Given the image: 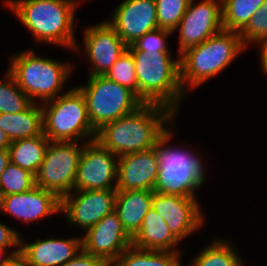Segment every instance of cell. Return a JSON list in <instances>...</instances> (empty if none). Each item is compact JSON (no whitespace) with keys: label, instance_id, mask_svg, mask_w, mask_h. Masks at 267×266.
I'll return each instance as SVG.
<instances>
[{"label":"cell","instance_id":"obj_38","mask_svg":"<svg viewBox=\"0 0 267 266\" xmlns=\"http://www.w3.org/2000/svg\"><path fill=\"white\" fill-rule=\"evenodd\" d=\"M20 249H15L9 255H7L8 250L4 248H0V266H5L8 260L12 257L13 254L18 253ZM6 253V256H5Z\"/></svg>","mask_w":267,"mask_h":266},{"label":"cell","instance_id":"obj_8","mask_svg":"<svg viewBox=\"0 0 267 266\" xmlns=\"http://www.w3.org/2000/svg\"><path fill=\"white\" fill-rule=\"evenodd\" d=\"M87 82L77 88L85 97L88 117L96 131L144 104L133 91L104 75L89 76Z\"/></svg>","mask_w":267,"mask_h":266},{"label":"cell","instance_id":"obj_6","mask_svg":"<svg viewBox=\"0 0 267 266\" xmlns=\"http://www.w3.org/2000/svg\"><path fill=\"white\" fill-rule=\"evenodd\" d=\"M8 70L32 102L39 98L45 103L59 96L72 68L70 63L42 58L28 50L12 56Z\"/></svg>","mask_w":267,"mask_h":266},{"label":"cell","instance_id":"obj_36","mask_svg":"<svg viewBox=\"0 0 267 266\" xmlns=\"http://www.w3.org/2000/svg\"><path fill=\"white\" fill-rule=\"evenodd\" d=\"M260 47V59H261V67L264 71V74L267 75V39L259 42Z\"/></svg>","mask_w":267,"mask_h":266},{"label":"cell","instance_id":"obj_2","mask_svg":"<svg viewBox=\"0 0 267 266\" xmlns=\"http://www.w3.org/2000/svg\"><path fill=\"white\" fill-rule=\"evenodd\" d=\"M77 0H6V7L18 16L36 42L77 49L74 10Z\"/></svg>","mask_w":267,"mask_h":266},{"label":"cell","instance_id":"obj_33","mask_svg":"<svg viewBox=\"0 0 267 266\" xmlns=\"http://www.w3.org/2000/svg\"><path fill=\"white\" fill-rule=\"evenodd\" d=\"M20 238L18 231L0 222V248L16 247V249H20V247L17 248L20 246Z\"/></svg>","mask_w":267,"mask_h":266},{"label":"cell","instance_id":"obj_13","mask_svg":"<svg viewBox=\"0 0 267 266\" xmlns=\"http://www.w3.org/2000/svg\"><path fill=\"white\" fill-rule=\"evenodd\" d=\"M152 208L166 221L171 233L179 240L198 230L204 221L196 198L153 192Z\"/></svg>","mask_w":267,"mask_h":266},{"label":"cell","instance_id":"obj_32","mask_svg":"<svg viewBox=\"0 0 267 266\" xmlns=\"http://www.w3.org/2000/svg\"><path fill=\"white\" fill-rule=\"evenodd\" d=\"M172 31L157 28L145 33L142 37L127 47L129 51H157L169 52L167 49L166 38L172 34Z\"/></svg>","mask_w":267,"mask_h":266},{"label":"cell","instance_id":"obj_17","mask_svg":"<svg viewBox=\"0 0 267 266\" xmlns=\"http://www.w3.org/2000/svg\"><path fill=\"white\" fill-rule=\"evenodd\" d=\"M0 210L24 223H32L53 213H60L61 199L36 185L26 192L1 196Z\"/></svg>","mask_w":267,"mask_h":266},{"label":"cell","instance_id":"obj_26","mask_svg":"<svg viewBox=\"0 0 267 266\" xmlns=\"http://www.w3.org/2000/svg\"><path fill=\"white\" fill-rule=\"evenodd\" d=\"M235 246L224 240H214L194 257L189 266H243Z\"/></svg>","mask_w":267,"mask_h":266},{"label":"cell","instance_id":"obj_3","mask_svg":"<svg viewBox=\"0 0 267 266\" xmlns=\"http://www.w3.org/2000/svg\"><path fill=\"white\" fill-rule=\"evenodd\" d=\"M135 64L138 97L144 104H159L176 114L185 92L180 82V55L170 52L130 51Z\"/></svg>","mask_w":267,"mask_h":266},{"label":"cell","instance_id":"obj_39","mask_svg":"<svg viewBox=\"0 0 267 266\" xmlns=\"http://www.w3.org/2000/svg\"><path fill=\"white\" fill-rule=\"evenodd\" d=\"M11 141L7 135L0 129V149H8Z\"/></svg>","mask_w":267,"mask_h":266},{"label":"cell","instance_id":"obj_20","mask_svg":"<svg viewBox=\"0 0 267 266\" xmlns=\"http://www.w3.org/2000/svg\"><path fill=\"white\" fill-rule=\"evenodd\" d=\"M152 190H117L115 209L126 232L133 237L152 207Z\"/></svg>","mask_w":267,"mask_h":266},{"label":"cell","instance_id":"obj_24","mask_svg":"<svg viewBox=\"0 0 267 266\" xmlns=\"http://www.w3.org/2000/svg\"><path fill=\"white\" fill-rule=\"evenodd\" d=\"M179 252L145 250L131 245L115 261L118 266H181Z\"/></svg>","mask_w":267,"mask_h":266},{"label":"cell","instance_id":"obj_4","mask_svg":"<svg viewBox=\"0 0 267 266\" xmlns=\"http://www.w3.org/2000/svg\"><path fill=\"white\" fill-rule=\"evenodd\" d=\"M243 50L240 34L224 29L186 49L180 54V82L184 92L222 72Z\"/></svg>","mask_w":267,"mask_h":266},{"label":"cell","instance_id":"obj_29","mask_svg":"<svg viewBox=\"0 0 267 266\" xmlns=\"http://www.w3.org/2000/svg\"><path fill=\"white\" fill-rule=\"evenodd\" d=\"M108 79L130 89L138 96V83L135 64L131 52L127 49L104 74Z\"/></svg>","mask_w":267,"mask_h":266},{"label":"cell","instance_id":"obj_19","mask_svg":"<svg viewBox=\"0 0 267 266\" xmlns=\"http://www.w3.org/2000/svg\"><path fill=\"white\" fill-rule=\"evenodd\" d=\"M19 247L20 252L33 266H62L80 252L82 238H38L27 244L20 238Z\"/></svg>","mask_w":267,"mask_h":266},{"label":"cell","instance_id":"obj_12","mask_svg":"<svg viewBox=\"0 0 267 266\" xmlns=\"http://www.w3.org/2000/svg\"><path fill=\"white\" fill-rule=\"evenodd\" d=\"M191 0L177 29H179V55L199 45L223 30L222 0H203L197 5Z\"/></svg>","mask_w":267,"mask_h":266},{"label":"cell","instance_id":"obj_18","mask_svg":"<svg viewBox=\"0 0 267 266\" xmlns=\"http://www.w3.org/2000/svg\"><path fill=\"white\" fill-rule=\"evenodd\" d=\"M158 175L155 149L118 157L117 190H154Z\"/></svg>","mask_w":267,"mask_h":266},{"label":"cell","instance_id":"obj_9","mask_svg":"<svg viewBox=\"0 0 267 266\" xmlns=\"http://www.w3.org/2000/svg\"><path fill=\"white\" fill-rule=\"evenodd\" d=\"M50 141L38 172L35 184L55 193L60 199L74 191L77 167L84 144Z\"/></svg>","mask_w":267,"mask_h":266},{"label":"cell","instance_id":"obj_16","mask_svg":"<svg viewBox=\"0 0 267 266\" xmlns=\"http://www.w3.org/2000/svg\"><path fill=\"white\" fill-rule=\"evenodd\" d=\"M127 45L115 29L104 21L84 31V49L92 70L89 76L104 75L127 50Z\"/></svg>","mask_w":267,"mask_h":266},{"label":"cell","instance_id":"obj_7","mask_svg":"<svg viewBox=\"0 0 267 266\" xmlns=\"http://www.w3.org/2000/svg\"><path fill=\"white\" fill-rule=\"evenodd\" d=\"M42 105L43 134L50 141L78 142L96 138L97 131L90 123L85 97L77 87Z\"/></svg>","mask_w":267,"mask_h":266},{"label":"cell","instance_id":"obj_10","mask_svg":"<svg viewBox=\"0 0 267 266\" xmlns=\"http://www.w3.org/2000/svg\"><path fill=\"white\" fill-rule=\"evenodd\" d=\"M117 174L118 156L97 140H86L77 167L74 190L117 189Z\"/></svg>","mask_w":267,"mask_h":266},{"label":"cell","instance_id":"obj_34","mask_svg":"<svg viewBox=\"0 0 267 266\" xmlns=\"http://www.w3.org/2000/svg\"><path fill=\"white\" fill-rule=\"evenodd\" d=\"M106 262L94 255L85 252L83 249L71 260L62 266H104Z\"/></svg>","mask_w":267,"mask_h":266},{"label":"cell","instance_id":"obj_15","mask_svg":"<svg viewBox=\"0 0 267 266\" xmlns=\"http://www.w3.org/2000/svg\"><path fill=\"white\" fill-rule=\"evenodd\" d=\"M107 22L130 46L145 33L159 28L155 0H124Z\"/></svg>","mask_w":267,"mask_h":266},{"label":"cell","instance_id":"obj_14","mask_svg":"<svg viewBox=\"0 0 267 266\" xmlns=\"http://www.w3.org/2000/svg\"><path fill=\"white\" fill-rule=\"evenodd\" d=\"M85 232V236L81 237L82 249L106 263L115 262L132 245V237L124 229L115 211Z\"/></svg>","mask_w":267,"mask_h":266},{"label":"cell","instance_id":"obj_40","mask_svg":"<svg viewBox=\"0 0 267 266\" xmlns=\"http://www.w3.org/2000/svg\"><path fill=\"white\" fill-rule=\"evenodd\" d=\"M104 266H118L115 262L106 263Z\"/></svg>","mask_w":267,"mask_h":266},{"label":"cell","instance_id":"obj_23","mask_svg":"<svg viewBox=\"0 0 267 266\" xmlns=\"http://www.w3.org/2000/svg\"><path fill=\"white\" fill-rule=\"evenodd\" d=\"M49 142L44 134L12 141L8 148L10 162L36 175Z\"/></svg>","mask_w":267,"mask_h":266},{"label":"cell","instance_id":"obj_28","mask_svg":"<svg viewBox=\"0 0 267 266\" xmlns=\"http://www.w3.org/2000/svg\"><path fill=\"white\" fill-rule=\"evenodd\" d=\"M34 186L35 175L10 162L0 177V197L26 192Z\"/></svg>","mask_w":267,"mask_h":266},{"label":"cell","instance_id":"obj_35","mask_svg":"<svg viewBox=\"0 0 267 266\" xmlns=\"http://www.w3.org/2000/svg\"><path fill=\"white\" fill-rule=\"evenodd\" d=\"M5 266H33L27 258L19 251L12 255Z\"/></svg>","mask_w":267,"mask_h":266},{"label":"cell","instance_id":"obj_22","mask_svg":"<svg viewBox=\"0 0 267 266\" xmlns=\"http://www.w3.org/2000/svg\"><path fill=\"white\" fill-rule=\"evenodd\" d=\"M0 129L9 140L31 138L43 134L42 108L33 102L19 113H0Z\"/></svg>","mask_w":267,"mask_h":266},{"label":"cell","instance_id":"obj_27","mask_svg":"<svg viewBox=\"0 0 267 266\" xmlns=\"http://www.w3.org/2000/svg\"><path fill=\"white\" fill-rule=\"evenodd\" d=\"M6 80H0V113H19L26 110L33 102L19 88L12 73L7 70Z\"/></svg>","mask_w":267,"mask_h":266},{"label":"cell","instance_id":"obj_30","mask_svg":"<svg viewBox=\"0 0 267 266\" xmlns=\"http://www.w3.org/2000/svg\"><path fill=\"white\" fill-rule=\"evenodd\" d=\"M190 1L191 0H155L158 27L175 32Z\"/></svg>","mask_w":267,"mask_h":266},{"label":"cell","instance_id":"obj_25","mask_svg":"<svg viewBox=\"0 0 267 266\" xmlns=\"http://www.w3.org/2000/svg\"><path fill=\"white\" fill-rule=\"evenodd\" d=\"M265 0H222L224 30L240 33Z\"/></svg>","mask_w":267,"mask_h":266},{"label":"cell","instance_id":"obj_1","mask_svg":"<svg viewBox=\"0 0 267 266\" xmlns=\"http://www.w3.org/2000/svg\"><path fill=\"white\" fill-rule=\"evenodd\" d=\"M174 116L162 105L143 104L133 113L103 125L95 140L118 157L146 151L154 147L169 124L173 125Z\"/></svg>","mask_w":267,"mask_h":266},{"label":"cell","instance_id":"obj_11","mask_svg":"<svg viewBox=\"0 0 267 266\" xmlns=\"http://www.w3.org/2000/svg\"><path fill=\"white\" fill-rule=\"evenodd\" d=\"M117 189L74 190L61 198V210L71 225L88 230L115 209Z\"/></svg>","mask_w":267,"mask_h":266},{"label":"cell","instance_id":"obj_31","mask_svg":"<svg viewBox=\"0 0 267 266\" xmlns=\"http://www.w3.org/2000/svg\"><path fill=\"white\" fill-rule=\"evenodd\" d=\"M245 48L251 43L267 39V0L250 19L247 26L239 33Z\"/></svg>","mask_w":267,"mask_h":266},{"label":"cell","instance_id":"obj_37","mask_svg":"<svg viewBox=\"0 0 267 266\" xmlns=\"http://www.w3.org/2000/svg\"><path fill=\"white\" fill-rule=\"evenodd\" d=\"M9 163H10L9 150L0 149V177Z\"/></svg>","mask_w":267,"mask_h":266},{"label":"cell","instance_id":"obj_21","mask_svg":"<svg viewBox=\"0 0 267 266\" xmlns=\"http://www.w3.org/2000/svg\"><path fill=\"white\" fill-rule=\"evenodd\" d=\"M179 242L166 221L152 207L144 217L140 230L132 237V245L145 250L180 252L174 249Z\"/></svg>","mask_w":267,"mask_h":266},{"label":"cell","instance_id":"obj_5","mask_svg":"<svg viewBox=\"0 0 267 266\" xmlns=\"http://www.w3.org/2000/svg\"><path fill=\"white\" fill-rule=\"evenodd\" d=\"M172 134V129H168L153 147L158 159V175L153 191L196 198L195 191L206 182L204 164L188 150L169 148L166 144L172 139Z\"/></svg>","mask_w":267,"mask_h":266}]
</instances>
